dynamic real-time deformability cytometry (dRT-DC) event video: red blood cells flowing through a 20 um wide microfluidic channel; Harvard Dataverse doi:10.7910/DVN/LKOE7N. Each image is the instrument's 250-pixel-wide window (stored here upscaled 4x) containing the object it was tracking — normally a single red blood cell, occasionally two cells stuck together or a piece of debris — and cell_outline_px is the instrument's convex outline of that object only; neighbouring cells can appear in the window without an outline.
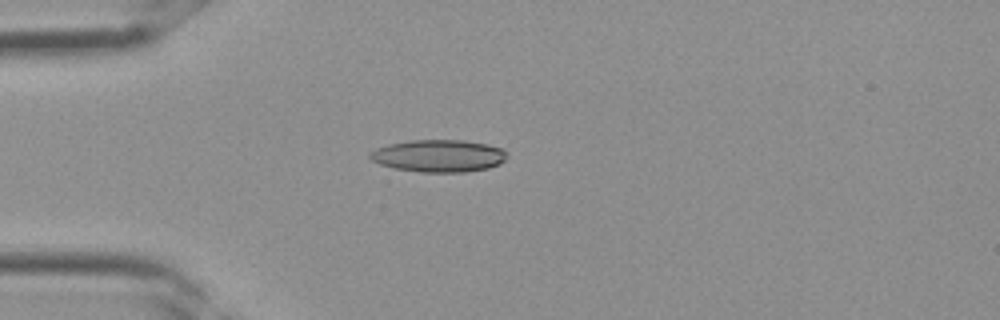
{"species": "Egyptian fruit bat (a non-hibernating species)", "species_latin": "Rousettus aegyptiacus", "temperature_condition": "room temperature", "stored_images_in_passage": 3, "camera_frame_rate_fps": 3000, "um_per_image_px": 0.085, "frame": {"image": 1, "passage_image": 3, "time_ms": 0.667, "image_size_px": [1000, 320], "cell_outline_px": [[508, 156], [500, 164], [488, 168], [464, 172], [420, 172], [396, 168], [380, 164], [372, 160], [368, 156], [368, 152], [376, 148], [388, 144], [412, 140], [464, 140], [488, 144], [504, 148]], "centroid_in_image_um": [37.31, 13.24], "position_along_channel_um": 47.7, "area_um2": 25.95}}